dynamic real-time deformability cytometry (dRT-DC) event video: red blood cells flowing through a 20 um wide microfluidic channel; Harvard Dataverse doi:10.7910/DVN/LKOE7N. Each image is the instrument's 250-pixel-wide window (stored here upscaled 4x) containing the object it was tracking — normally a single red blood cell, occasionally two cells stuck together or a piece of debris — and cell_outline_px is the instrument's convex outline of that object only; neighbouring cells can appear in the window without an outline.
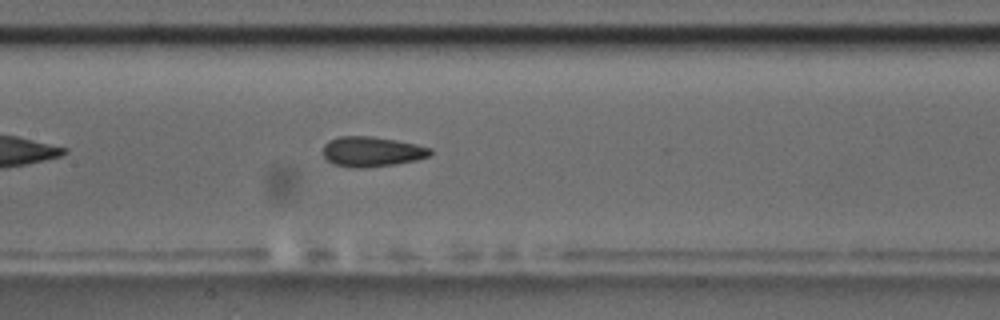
{"species": "common noctule bat (a hibernating species)", "species_latin": "Nyctalus noctula", "temperature_condition": "room temperature", "stored_images_in_passage": 42, "camera_frame_rate_fps": 3000, "um_per_image_px": 0.085, "animal": {"sex": "male", "body_mass_g": 17.5, "forearm_length_mm": 52.3}, "frame": {"image": 1, "passage_image": 13, "time_ms": 4.0, "image_size_px": [1000, 320], "cell_outline_px": [[432, 152], [428, 156], [416, 160], [396, 164], [364, 168], [352, 168], [332, 164], [324, 156], [324, 144], [328, 140], [340, 136], [372, 136], [396, 140], [416, 144], [432, 148]], "centroid_in_image_um": [31.6, 12.89], "position_along_channel_um": 175.8, "area_um2": 18.9}, "authors_computed_cell_mechanics": {"area_um2": 18.9584, "velocity_mm_per_s": 3.6515, "shape_relaxation_time_tau1_ms": 9.1032, "shape_relaxation_time_tau2_ms": 2.2709, "deformation_change_tau1": 0.1627, "deformation_change_tau2": 0.0933}}